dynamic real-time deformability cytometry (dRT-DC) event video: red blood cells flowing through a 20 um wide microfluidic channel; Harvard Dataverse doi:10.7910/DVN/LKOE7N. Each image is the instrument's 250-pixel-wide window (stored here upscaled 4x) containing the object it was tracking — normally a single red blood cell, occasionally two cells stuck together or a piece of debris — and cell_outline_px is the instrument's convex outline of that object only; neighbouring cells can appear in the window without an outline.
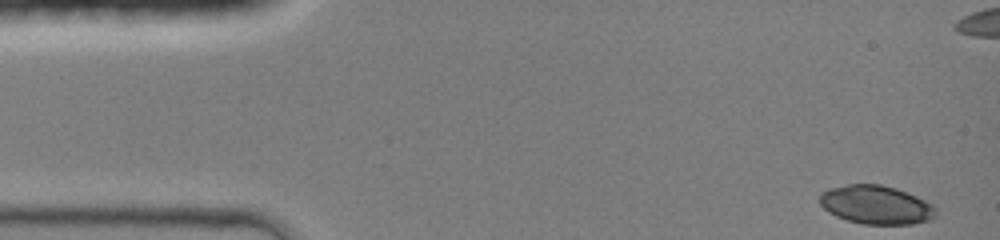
{"species": "common noctule bat (a hibernating species)", "species_latin": "Nyctalus noctula", "temperature_condition": "room temperature", "stored_images_in_passage": 42, "camera_frame_rate_fps": 3000, "um_per_image_px": 0.085, "animal": {"sex": "female", "body_mass_g": 19.0, "forearm_length_mm": 51.5}, "frame": {"image": 1, "passage_image": 1, "time_ms": 0.0, "image_size_px": [1000, 240], "cell_outline_px": [[936, 216], [932, 220], [912, 224], [864, 224], [848, 220], [836, 216], [828, 212], [820, 204], [820, 192], [828, 188], [848, 184], [880, 184], [896, 188], [916, 196], [932, 204], [936, 208]], "centroid_in_image_um": [74.47, 17.41], "position_along_channel_um": 10.5, "area_um2": 26.3}}
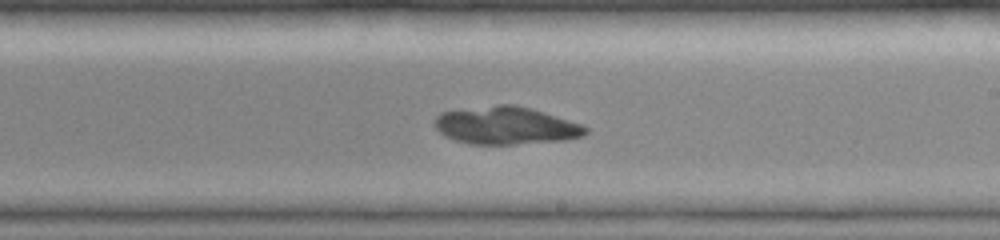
{"frame": {"image": 2, "passage_image": 25, "time_ms": 8.0, "image_size_px": [1000, 240], "cell_outline_px": [[588, 132], [584, 136], [564, 140], [516, 144], [472, 144], [456, 140], [444, 136], [432, 124], [432, 120], [440, 112], [496, 104], [516, 104], [532, 108], [584, 124], [588, 128]], "centroid_in_image_um": [43.01, 10.66], "position_along_channel_um": 246.0, "area_um2": 33.58}}
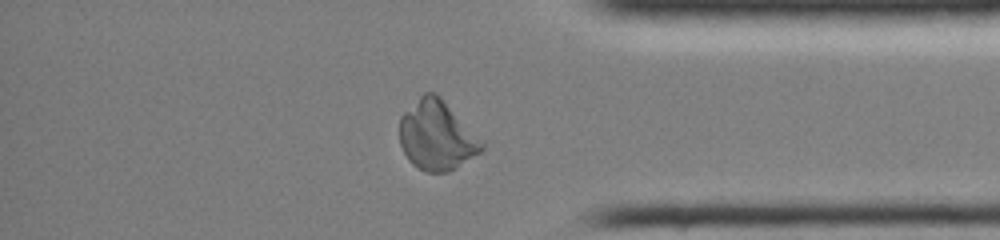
{"frame": {"image": 3, "passage_image": 36, "time_ms": 11.667, "image_size_px": [1000, 240], "cell_outline_px": [[484, 148], [480, 152], [456, 168], [448, 172], [424, 172], [416, 168], [408, 160], [400, 144], [400, 116], [424, 92], [436, 92], [440, 96], [484, 144]], "centroid_in_image_um": [37.08, 11.54], "position_along_channel_um": 398.1, "area_um2": 32.95}}